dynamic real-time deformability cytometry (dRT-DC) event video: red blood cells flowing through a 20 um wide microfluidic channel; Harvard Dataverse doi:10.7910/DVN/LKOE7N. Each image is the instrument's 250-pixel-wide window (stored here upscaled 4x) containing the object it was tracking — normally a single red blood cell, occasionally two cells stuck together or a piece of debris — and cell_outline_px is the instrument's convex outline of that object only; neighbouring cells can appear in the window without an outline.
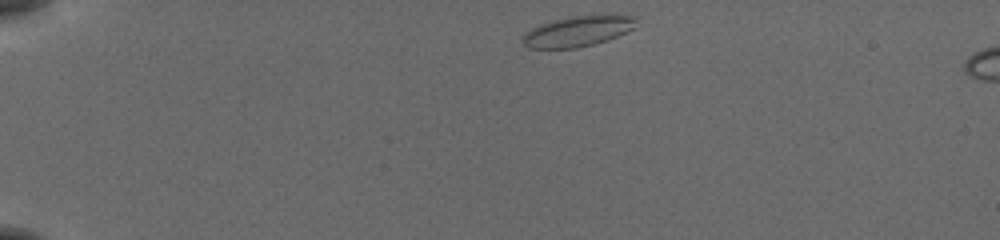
{"species": "common noctule bat (a hibernating species)", "species_latin": "Nyctalus noctula", "temperature_condition": "cold", "stored_images_in_passage": 6, "camera_frame_rate_fps": 3000, "um_per_image_px": 0.085, "animal": {"sex": "female", "body_mass_g": 19.5, "forearm_length_mm": 54.1}, "frame": {"image": 1, "passage_image": 1, "time_ms": 0.0, "image_size_px": [1000, 240], "cell_outline_px": [[636, 28], [608, 40], [576, 48], [528, 48], [520, 40], [520, 36], [524, 32], [540, 24], [572, 16], [636, 16]], "centroid_in_image_um": [49.06, 2.68], "position_along_channel_um": 35.9, "area_um2": 20.0}}